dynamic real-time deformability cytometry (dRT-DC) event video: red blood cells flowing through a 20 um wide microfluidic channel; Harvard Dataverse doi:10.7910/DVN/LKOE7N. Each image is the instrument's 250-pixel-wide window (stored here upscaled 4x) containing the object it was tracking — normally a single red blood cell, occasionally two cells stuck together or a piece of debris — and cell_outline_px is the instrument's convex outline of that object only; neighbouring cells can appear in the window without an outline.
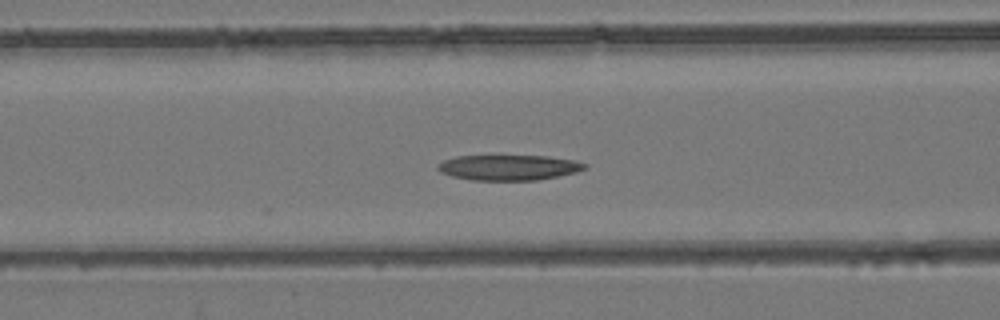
{"species": "common noctule bat (a hibernating species)", "species_latin": "Nyctalus noctula", "temperature_condition": "room temperature", "stored_images_in_passage": 32, "camera_frame_rate_fps": 3000, "um_per_image_px": 0.085, "animal": {"sex": "female", "body_mass_g": 24.6, "forearm_length_mm": 56.2}, "frame": {"image": 1, "passage_image": 9, "time_ms": 2.667, "image_size_px": [1000, 320], "cell_outline_px": [[588, 168], [576, 172], [536, 180], [472, 180], [452, 176], [440, 172], [436, 168], [436, 164], [444, 160], [456, 156], [548, 156], [576, 160], [588, 164]], "centroid_in_image_um": [43.24, 14.23], "position_along_channel_um": 123.4, "area_um2": 21.79}}
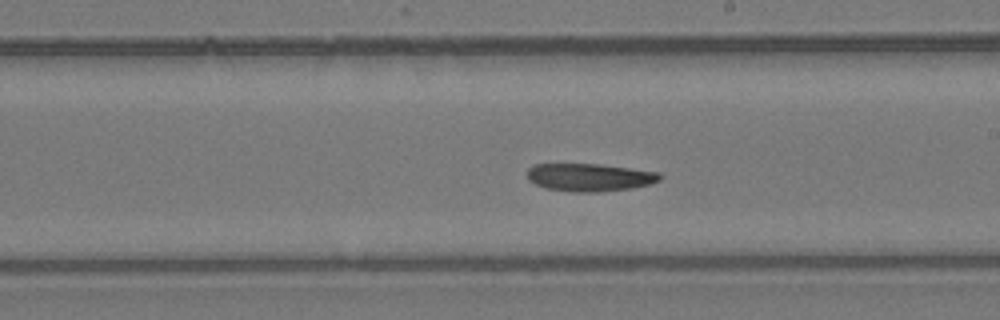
{"frame": {"image": 2, "passage_image": 18, "time_ms": 5.667, "image_size_px": [1000, 320], "cell_outline_px": [[664, 176], [660, 180], [652, 184], [632, 188], [600, 192], [576, 192], [544, 188], [528, 180], [528, 168], [532, 164], [600, 164], [660, 172]], "centroid_in_image_um": [50.15, 15.07], "position_along_channel_um": 238.8, "area_um2": 21.73}}
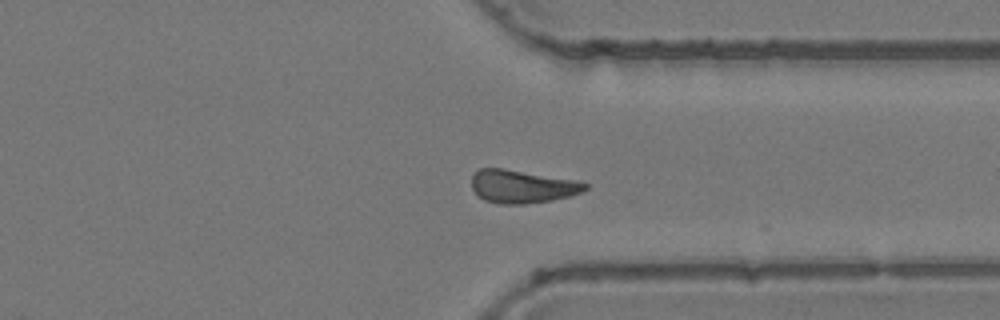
{"frame": {"image": 3, "passage_image": 28, "time_ms": 9.0, "image_size_px": [1000, 320], "cell_outline_px": [[588, 188], [580, 192], [568, 196], [552, 200], [524, 204], [500, 204], [484, 200], [472, 188], [472, 176], [480, 168], [504, 168], [576, 180], [588, 184]], "centroid_in_image_um": [44.37, 15.84], "position_along_channel_um": 367.0, "area_um2": 21.73}}